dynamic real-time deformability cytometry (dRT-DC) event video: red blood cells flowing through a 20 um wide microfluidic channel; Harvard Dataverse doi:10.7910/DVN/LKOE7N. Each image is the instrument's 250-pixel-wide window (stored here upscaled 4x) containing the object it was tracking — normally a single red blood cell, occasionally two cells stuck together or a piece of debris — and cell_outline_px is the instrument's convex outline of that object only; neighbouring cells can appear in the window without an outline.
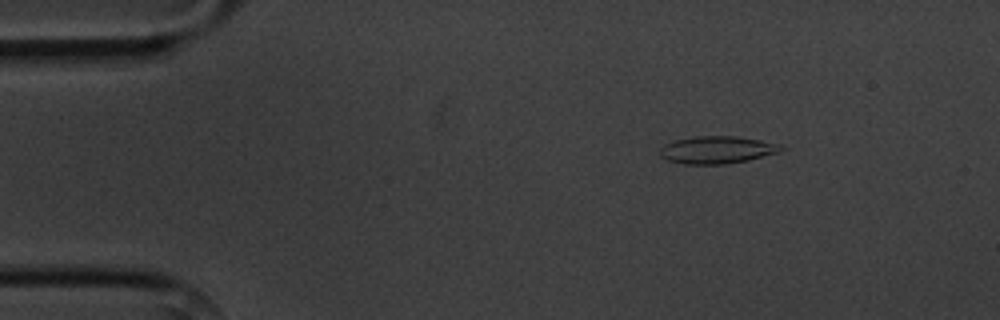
{"species": "common noctule bat (a hibernating species)", "species_latin": "Nyctalus noctula", "temperature_condition": "cold", "stored_images_in_passage": 4, "camera_frame_rate_fps": 3000, "um_per_image_px": 0.085, "animal": {"sex": "male", "body_mass_g": 20.1, "forearm_length_mm": 53.5}, "frame": {"image": 1, "passage_image": 2, "time_ms": 1.333, "image_size_px": [1000, 320], "cell_outline_px": [[784, 148], [780, 152], [748, 160], [724, 164], [684, 164], [668, 160], [660, 156], [660, 148], [664, 144], [676, 140], [696, 136], [736, 136], [760, 140], [780, 144]], "centroid_in_image_um": [60.95, 12.73], "position_along_channel_um": 24.1, "area_um2": 19.31}}